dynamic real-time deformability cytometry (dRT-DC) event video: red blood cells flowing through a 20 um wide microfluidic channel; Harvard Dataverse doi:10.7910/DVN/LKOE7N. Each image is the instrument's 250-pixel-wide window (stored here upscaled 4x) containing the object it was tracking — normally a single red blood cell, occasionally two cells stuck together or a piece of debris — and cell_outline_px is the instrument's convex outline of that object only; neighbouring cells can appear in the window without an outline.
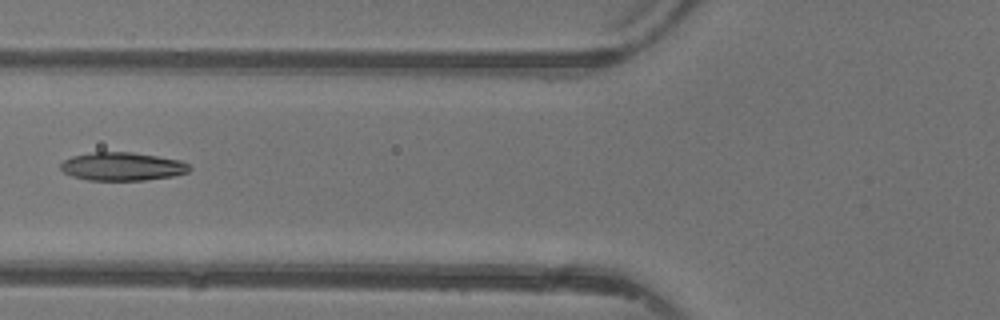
{"species": "common noctule bat (a hibernating species)", "species_latin": "Nyctalus noctula", "temperature_condition": "warm", "stored_images_in_passage": 7, "camera_frame_rate_fps": 3000, "um_per_image_px": 0.085, "animal": {"sex": "female"}, "frame": {"image": 1, "passage_image": 6, "time_ms": 6.0, "image_size_px": [1000, 320], "cell_outline_px": [[192, 168], [188, 172], [176, 176], [144, 180], [88, 180], [72, 176], [64, 172], [60, 168], [60, 164], [64, 160], [72, 156], [92, 152], [132, 152], [180, 160], [188, 164]], "centroid_in_image_um": [10.41, 14.15], "position_along_channel_um": 115.4, "area_um2": 21.27}}
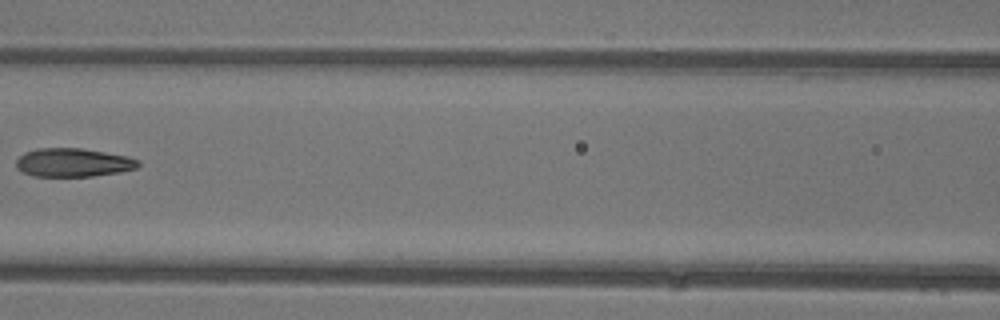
{"frame": {"image": 2, "passage_image": 7, "time_ms": 7.0, "image_size_px": [1000, 320], "cell_outline_px": [[140, 164], [136, 168], [120, 172], [92, 176], [32, 176], [16, 168], [16, 160], [24, 152], [36, 148], [80, 148], [128, 156], [140, 160]], "centroid_in_image_um": [6.21, 13.81], "position_along_channel_um": 160.4, "area_um2": 20.35}}